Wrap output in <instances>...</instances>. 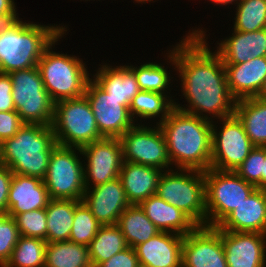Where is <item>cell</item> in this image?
<instances>
[{
    "label": "cell",
    "instance_id": "1",
    "mask_svg": "<svg viewBox=\"0 0 266 267\" xmlns=\"http://www.w3.org/2000/svg\"><path fill=\"white\" fill-rule=\"evenodd\" d=\"M202 26L192 27L179 42L171 45L176 59V78H179L176 80L180 85L178 93L181 91L178 96L187 103H180L176 97L174 107L214 121L235 114L237 100L229 91L223 61L210 48L211 33Z\"/></svg>",
    "mask_w": 266,
    "mask_h": 267
},
{
    "label": "cell",
    "instance_id": "2",
    "mask_svg": "<svg viewBox=\"0 0 266 267\" xmlns=\"http://www.w3.org/2000/svg\"><path fill=\"white\" fill-rule=\"evenodd\" d=\"M158 126L173 168L200 171L211 168L212 121L174 107Z\"/></svg>",
    "mask_w": 266,
    "mask_h": 267
},
{
    "label": "cell",
    "instance_id": "3",
    "mask_svg": "<svg viewBox=\"0 0 266 267\" xmlns=\"http://www.w3.org/2000/svg\"><path fill=\"white\" fill-rule=\"evenodd\" d=\"M53 24L21 19L10 30L1 33L0 73L10 74L37 66L44 51L70 26Z\"/></svg>",
    "mask_w": 266,
    "mask_h": 267
},
{
    "label": "cell",
    "instance_id": "4",
    "mask_svg": "<svg viewBox=\"0 0 266 267\" xmlns=\"http://www.w3.org/2000/svg\"><path fill=\"white\" fill-rule=\"evenodd\" d=\"M56 145L52 126L25 123L13 137L1 143L0 164L14 174L43 180Z\"/></svg>",
    "mask_w": 266,
    "mask_h": 267
},
{
    "label": "cell",
    "instance_id": "5",
    "mask_svg": "<svg viewBox=\"0 0 266 267\" xmlns=\"http://www.w3.org/2000/svg\"><path fill=\"white\" fill-rule=\"evenodd\" d=\"M69 27L44 51L38 69L46 91L54 103L82 97L91 72L79 55L56 52L54 48L69 35Z\"/></svg>",
    "mask_w": 266,
    "mask_h": 267
},
{
    "label": "cell",
    "instance_id": "6",
    "mask_svg": "<svg viewBox=\"0 0 266 267\" xmlns=\"http://www.w3.org/2000/svg\"><path fill=\"white\" fill-rule=\"evenodd\" d=\"M156 194L184 212L197 226H206L204 171L165 170L160 176Z\"/></svg>",
    "mask_w": 266,
    "mask_h": 267
},
{
    "label": "cell",
    "instance_id": "7",
    "mask_svg": "<svg viewBox=\"0 0 266 267\" xmlns=\"http://www.w3.org/2000/svg\"><path fill=\"white\" fill-rule=\"evenodd\" d=\"M51 126L61 146L82 148L104 138L85 95L56 102Z\"/></svg>",
    "mask_w": 266,
    "mask_h": 267
},
{
    "label": "cell",
    "instance_id": "8",
    "mask_svg": "<svg viewBox=\"0 0 266 267\" xmlns=\"http://www.w3.org/2000/svg\"><path fill=\"white\" fill-rule=\"evenodd\" d=\"M206 226L217 227L257 187L234 171H204Z\"/></svg>",
    "mask_w": 266,
    "mask_h": 267
},
{
    "label": "cell",
    "instance_id": "9",
    "mask_svg": "<svg viewBox=\"0 0 266 267\" xmlns=\"http://www.w3.org/2000/svg\"><path fill=\"white\" fill-rule=\"evenodd\" d=\"M12 81V98L15 110L27 124L51 126L54 102L44 87L37 66L9 74Z\"/></svg>",
    "mask_w": 266,
    "mask_h": 267
},
{
    "label": "cell",
    "instance_id": "10",
    "mask_svg": "<svg viewBox=\"0 0 266 267\" xmlns=\"http://www.w3.org/2000/svg\"><path fill=\"white\" fill-rule=\"evenodd\" d=\"M43 182L51 199L82 201L86 187L81 148L57 144L50 155Z\"/></svg>",
    "mask_w": 266,
    "mask_h": 267
},
{
    "label": "cell",
    "instance_id": "11",
    "mask_svg": "<svg viewBox=\"0 0 266 267\" xmlns=\"http://www.w3.org/2000/svg\"><path fill=\"white\" fill-rule=\"evenodd\" d=\"M254 147L236 114L212 121L211 168L235 172Z\"/></svg>",
    "mask_w": 266,
    "mask_h": 267
},
{
    "label": "cell",
    "instance_id": "12",
    "mask_svg": "<svg viewBox=\"0 0 266 267\" xmlns=\"http://www.w3.org/2000/svg\"><path fill=\"white\" fill-rule=\"evenodd\" d=\"M119 139L123 161L152 166L162 171L173 169L158 125L135 124Z\"/></svg>",
    "mask_w": 266,
    "mask_h": 267
},
{
    "label": "cell",
    "instance_id": "13",
    "mask_svg": "<svg viewBox=\"0 0 266 267\" xmlns=\"http://www.w3.org/2000/svg\"><path fill=\"white\" fill-rule=\"evenodd\" d=\"M84 163V185L94 187L119 177L123 163L119 138H103L81 148Z\"/></svg>",
    "mask_w": 266,
    "mask_h": 267
},
{
    "label": "cell",
    "instance_id": "14",
    "mask_svg": "<svg viewBox=\"0 0 266 267\" xmlns=\"http://www.w3.org/2000/svg\"><path fill=\"white\" fill-rule=\"evenodd\" d=\"M93 111L98 131L104 138H120L135 125L129 109L105 92L92 78L84 94Z\"/></svg>",
    "mask_w": 266,
    "mask_h": 267
},
{
    "label": "cell",
    "instance_id": "15",
    "mask_svg": "<svg viewBox=\"0 0 266 267\" xmlns=\"http://www.w3.org/2000/svg\"><path fill=\"white\" fill-rule=\"evenodd\" d=\"M182 267H228L222 243V230L197 226L184 236Z\"/></svg>",
    "mask_w": 266,
    "mask_h": 267
},
{
    "label": "cell",
    "instance_id": "16",
    "mask_svg": "<svg viewBox=\"0 0 266 267\" xmlns=\"http://www.w3.org/2000/svg\"><path fill=\"white\" fill-rule=\"evenodd\" d=\"M82 201L102 225H116L119 216L130 205L119 177L86 188Z\"/></svg>",
    "mask_w": 266,
    "mask_h": 267
},
{
    "label": "cell",
    "instance_id": "17",
    "mask_svg": "<svg viewBox=\"0 0 266 267\" xmlns=\"http://www.w3.org/2000/svg\"><path fill=\"white\" fill-rule=\"evenodd\" d=\"M228 267H266V234L222 230Z\"/></svg>",
    "mask_w": 266,
    "mask_h": 267
},
{
    "label": "cell",
    "instance_id": "18",
    "mask_svg": "<svg viewBox=\"0 0 266 267\" xmlns=\"http://www.w3.org/2000/svg\"><path fill=\"white\" fill-rule=\"evenodd\" d=\"M231 31L222 40L219 38L214 44L216 46L212 47L223 64H241L266 56V28L252 32Z\"/></svg>",
    "mask_w": 266,
    "mask_h": 267
},
{
    "label": "cell",
    "instance_id": "19",
    "mask_svg": "<svg viewBox=\"0 0 266 267\" xmlns=\"http://www.w3.org/2000/svg\"><path fill=\"white\" fill-rule=\"evenodd\" d=\"M184 236L160 232L134 247L139 264L147 267H182Z\"/></svg>",
    "mask_w": 266,
    "mask_h": 267
},
{
    "label": "cell",
    "instance_id": "20",
    "mask_svg": "<svg viewBox=\"0 0 266 267\" xmlns=\"http://www.w3.org/2000/svg\"><path fill=\"white\" fill-rule=\"evenodd\" d=\"M217 228L266 234V190L256 188Z\"/></svg>",
    "mask_w": 266,
    "mask_h": 267
},
{
    "label": "cell",
    "instance_id": "21",
    "mask_svg": "<svg viewBox=\"0 0 266 267\" xmlns=\"http://www.w3.org/2000/svg\"><path fill=\"white\" fill-rule=\"evenodd\" d=\"M165 51L167 53H165ZM165 51L164 53L162 52L163 58L165 63H168L167 66L170 65L171 69L169 66H166L164 61L163 63H160L156 60L153 62V58L151 60L152 62L150 60H146V62L144 63V60H142L143 63L141 62L139 66L135 63H133V65L131 64V62H126V65L134 72L139 89L141 91H154L162 94H167L172 100L175 101L176 95H172L171 90H173L172 83L176 81V77L174 78V75H176V73H172L176 72V59L175 54L172 52L171 45L169 47V50L167 49Z\"/></svg>",
    "mask_w": 266,
    "mask_h": 267
},
{
    "label": "cell",
    "instance_id": "22",
    "mask_svg": "<svg viewBox=\"0 0 266 267\" xmlns=\"http://www.w3.org/2000/svg\"><path fill=\"white\" fill-rule=\"evenodd\" d=\"M231 95L236 99L256 97L266 79V56L241 64H224Z\"/></svg>",
    "mask_w": 266,
    "mask_h": 267
},
{
    "label": "cell",
    "instance_id": "23",
    "mask_svg": "<svg viewBox=\"0 0 266 267\" xmlns=\"http://www.w3.org/2000/svg\"><path fill=\"white\" fill-rule=\"evenodd\" d=\"M51 200L43 180L14 174L8 196V215L44 209Z\"/></svg>",
    "mask_w": 266,
    "mask_h": 267
},
{
    "label": "cell",
    "instance_id": "24",
    "mask_svg": "<svg viewBox=\"0 0 266 267\" xmlns=\"http://www.w3.org/2000/svg\"><path fill=\"white\" fill-rule=\"evenodd\" d=\"M93 72L91 78L129 109L133 97L140 91L134 72L125 63L112 66L104 60Z\"/></svg>",
    "mask_w": 266,
    "mask_h": 267
},
{
    "label": "cell",
    "instance_id": "25",
    "mask_svg": "<svg viewBox=\"0 0 266 267\" xmlns=\"http://www.w3.org/2000/svg\"><path fill=\"white\" fill-rule=\"evenodd\" d=\"M163 171L138 163L123 161L119 178L130 204H140L156 194L158 182Z\"/></svg>",
    "mask_w": 266,
    "mask_h": 267
},
{
    "label": "cell",
    "instance_id": "26",
    "mask_svg": "<svg viewBox=\"0 0 266 267\" xmlns=\"http://www.w3.org/2000/svg\"><path fill=\"white\" fill-rule=\"evenodd\" d=\"M139 205L161 232L185 236L197 227L184 212L164 201L157 194L151 195Z\"/></svg>",
    "mask_w": 266,
    "mask_h": 267
},
{
    "label": "cell",
    "instance_id": "27",
    "mask_svg": "<svg viewBox=\"0 0 266 267\" xmlns=\"http://www.w3.org/2000/svg\"><path fill=\"white\" fill-rule=\"evenodd\" d=\"M173 108L174 100L167 94L140 90L130 103L129 113L135 124L151 125L154 122L152 124L158 125L168 117Z\"/></svg>",
    "mask_w": 266,
    "mask_h": 267
},
{
    "label": "cell",
    "instance_id": "28",
    "mask_svg": "<svg viewBox=\"0 0 266 267\" xmlns=\"http://www.w3.org/2000/svg\"><path fill=\"white\" fill-rule=\"evenodd\" d=\"M235 114L254 146L266 147V102L256 97L236 101Z\"/></svg>",
    "mask_w": 266,
    "mask_h": 267
},
{
    "label": "cell",
    "instance_id": "29",
    "mask_svg": "<svg viewBox=\"0 0 266 267\" xmlns=\"http://www.w3.org/2000/svg\"><path fill=\"white\" fill-rule=\"evenodd\" d=\"M80 201L72 199H51L45 208L47 215V243L69 241L75 206Z\"/></svg>",
    "mask_w": 266,
    "mask_h": 267
},
{
    "label": "cell",
    "instance_id": "30",
    "mask_svg": "<svg viewBox=\"0 0 266 267\" xmlns=\"http://www.w3.org/2000/svg\"><path fill=\"white\" fill-rule=\"evenodd\" d=\"M116 225L120 228L128 246L132 248L161 232L139 204H130L119 216Z\"/></svg>",
    "mask_w": 266,
    "mask_h": 267
},
{
    "label": "cell",
    "instance_id": "31",
    "mask_svg": "<svg viewBox=\"0 0 266 267\" xmlns=\"http://www.w3.org/2000/svg\"><path fill=\"white\" fill-rule=\"evenodd\" d=\"M128 247L125 237L117 225H102L88 245L92 267H97Z\"/></svg>",
    "mask_w": 266,
    "mask_h": 267
},
{
    "label": "cell",
    "instance_id": "32",
    "mask_svg": "<svg viewBox=\"0 0 266 267\" xmlns=\"http://www.w3.org/2000/svg\"><path fill=\"white\" fill-rule=\"evenodd\" d=\"M45 267H92L88 246L71 241L47 243Z\"/></svg>",
    "mask_w": 266,
    "mask_h": 267
},
{
    "label": "cell",
    "instance_id": "33",
    "mask_svg": "<svg viewBox=\"0 0 266 267\" xmlns=\"http://www.w3.org/2000/svg\"><path fill=\"white\" fill-rule=\"evenodd\" d=\"M233 14V30L242 32L266 28V0H239Z\"/></svg>",
    "mask_w": 266,
    "mask_h": 267
},
{
    "label": "cell",
    "instance_id": "34",
    "mask_svg": "<svg viewBox=\"0 0 266 267\" xmlns=\"http://www.w3.org/2000/svg\"><path fill=\"white\" fill-rule=\"evenodd\" d=\"M46 244L40 238L20 236L4 267H45Z\"/></svg>",
    "mask_w": 266,
    "mask_h": 267
},
{
    "label": "cell",
    "instance_id": "35",
    "mask_svg": "<svg viewBox=\"0 0 266 267\" xmlns=\"http://www.w3.org/2000/svg\"><path fill=\"white\" fill-rule=\"evenodd\" d=\"M101 226L86 204L80 201L75 206L69 241L88 246Z\"/></svg>",
    "mask_w": 266,
    "mask_h": 267
},
{
    "label": "cell",
    "instance_id": "36",
    "mask_svg": "<svg viewBox=\"0 0 266 267\" xmlns=\"http://www.w3.org/2000/svg\"><path fill=\"white\" fill-rule=\"evenodd\" d=\"M13 218L21 236L40 238L46 241L47 215L45 208L19 213Z\"/></svg>",
    "mask_w": 266,
    "mask_h": 267
},
{
    "label": "cell",
    "instance_id": "37",
    "mask_svg": "<svg viewBox=\"0 0 266 267\" xmlns=\"http://www.w3.org/2000/svg\"><path fill=\"white\" fill-rule=\"evenodd\" d=\"M266 158V147L255 146L235 171L246 182L261 189V175Z\"/></svg>",
    "mask_w": 266,
    "mask_h": 267
},
{
    "label": "cell",
    "instance_id": "38",
    "mask_svg": "<svg viewBox=\"0 0 266 267\" xmlns=\"http://www.w3.org/2000/svg\"><path fill=\"white\" fill-rule=\"evenodd\" d=\"M20 232L13 217L0 213V267H4L20 238Z\"/></svg>",
    "mask_w": 266,
    "mask_h": 267
},
{
    "label": "cell",
    "instance_id": "39",
    "mask_svg": "<svg viewBox=\"0 0 266 267\" xmlns=\"http://www.w3.org/2000/svg\"><path fill=\"white\" fill-rule=\"evenodd\" d=\"M24 124L16 110L0 112V142L13 137Z\"/></svg>",
    "mask_w": 266,
    "mask_h": 267
},
{
    "label": "cell",
    "instance_id": "40",
    "mask_svg": "<svg viewBox=\"0 0 266 267\" xmlns=\"http://www.w3.org/2000/svg\"><path fill=\"white\" fill-rule=\"evenodd\" d=\"M138 264L134 248L128 247L116 253L109 260L100 263L97 267H136Z\"/></svg>",
    "mask_w": 266,
    "mask_h": 267
},
{
    "label": "cell",
    "instance_id": "41",
    "mask_svg": "<svg viewBox=\"0 0 266 267\" xmlns=\"http://www.w3.org/2000/svg\"><path fill=\"white\" fill-rule=\"evenodd\" d=\"M12 87L9 74L0 73V112L15 110Z\"/></svg>",
    "mask_w": 266,
    "mask_h": 267
},
{
    "label": "cell",
    "instance_id": "42",
    "mask_svg": "<svg viewBox=\"0 0 266 267\" xmlns=\"http://www.w3.org/2000/svg\"><path fill=\"white\" fill-rule=\"evenodd\" d=\"M13 175L9 167L0 164V213H8L9 188Z\"/></svg>",
    "mask_w": 266,
    "mask_h": 267
},
{
    "label": "cell",
    "instance_id": "43",
    "mask_svg": "<svg viewBox=\"0 0 266 267\" xmlns=\"http://www.w3.org/2000/svg\"><path fill=\"white\" fill-rule=\"evenodd\" d=\"M21 19L18 13H6L0 15V34L10 30L14 25H16Z\"/></svg>",
    "mask_w": 266,
    "mask_h": 267
},
{
    "label": "cell",
    "instance_id": "44",
    "mask_svg": "<svg viewBox=\"0 0 266 267\" xmlns=\"http://www.w3.org/2000/svg\"><path fill=\"white\" fill-rule=\"evenodd\" d=\"M15 0H0V15L6 13H18Z\"/></svg>",
    "mask_w": 266,
    "mask_h": 267
},
{
    "label": "cell",
    "instance_id": "45",
    "mask_svg": "<svg viewBox=\"0 0 266 267\" xmlns=\"http://www.w3.org/2000/svg\"><path fill=\"white\" fill-rule=\"evenodd\" d=\"M206 1V0H205ZM209 1L211 4H213L214 6H219V7H223L225 6V8H227L226 6L228 5V9H231L233 5H237V3L239 2V0H207Z\"/></svg>",
    "mask_w": 266,
    "mask_h": 267
},
{
    "label": "cell",
    "instance_id": "46",
    "mask_svg": "<svg viewBox=\"0 0 266 267\" xmlns=\"http://www.w3.org/2000/svg\"><path fill=\"white\" fill-rule=\"evenodd\" d=\"M256 98L261 100V101L266 102V79L263 83L261 90L259 91L258 95L256 96Z\"/></svg>",
    "mask_w": 266,
    "mask_h": 267
},
{
    "label": "cell",
    "instance_id": "47",
    "mask_svg": "<svg viewBox=\"0 0 266 267\" xmlns=\"http://www.w3.org/2000/svg\"><path fill=\"white\" fill-rule=\"evenodd\" d=\"M261 189L266 190V158L263 167V174L261 175Z\"/></svg>",
    "mask_w": 266,
    "mask_h": 267
},
{
    "label": "cell",
    "instance_id": "48",
    "mask_svg": "<svg viewBox=\"0 0 266 267\" xmlns=\"http://www.w3.org/2000/svg\"><path fill=\"white\" fill-rule=\"evenodd\" d=\"M131 1H132V0H131ZM155 1L157 2V1H159V0H155ZM155 1H154V0H133V3H135V4L137 3L138 5L141 6V4L143 5V3H144V4H146V3H148V2H150V3L152 2V3H153V2H155Z\"/></svg>",
    "mask_w": 266,
    "mask_h": 267
},
{
    "label": "cell",
    "instance_id": "49",
    "mask_svg": "<svg viewBox=\"0 0 266 267\" xmlns=\"http://www.w3.org/2000/svg\"><path fill=\"white\" fill-rule=\"evenodd\" d=\"M136 267H147V266L143 264H138Z\"/></svg>",
    "mask_w": 266,
    "mask_h": 267
},
{
    "label": "cell",
    "instance_id": "50",
    "mask_svg": "<svg viewBox=\"0 0 266 267\" xmlns=\"http://www.w3.org/2000/svg\"><path fill=\"white\" fill-rule=\"evenodd\" d=\"M71 1V0H70ZM81 2L84 1V2H87V1H95V0H80ZM97 1V0H96ZM98 1H101V0H98Z\"/></svg>",
    "mask_w": 266,
    "mask_h": 267
}]
</instances>
